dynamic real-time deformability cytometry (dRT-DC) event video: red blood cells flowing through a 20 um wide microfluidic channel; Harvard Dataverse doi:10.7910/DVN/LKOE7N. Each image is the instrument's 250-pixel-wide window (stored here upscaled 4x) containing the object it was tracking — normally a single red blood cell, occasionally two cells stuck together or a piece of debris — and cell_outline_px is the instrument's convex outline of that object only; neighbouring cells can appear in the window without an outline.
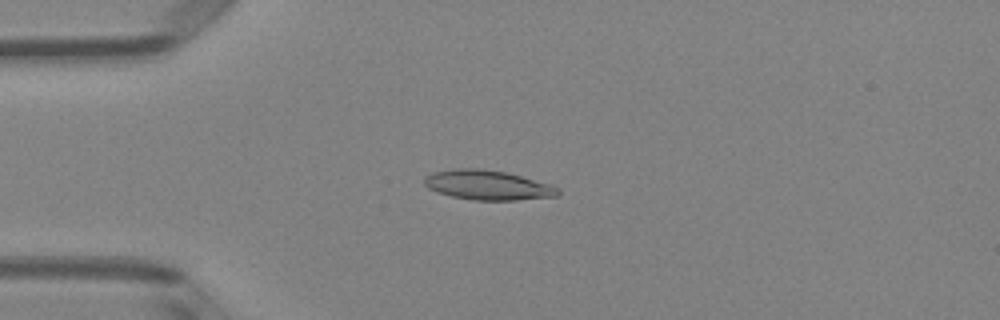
{"species": "Egyptian fruit bat (a non-hibernating species)", "species_latin": "Rousettus aegyptiacus", "temperature_condition": "room temperature", "stored_images_in_passage": 47, "camera_frame_rate_fps": 3000, "um_per_image_px": 0.085, "animal": {"sex": "female"}, "frame": {"image": 1, "passage_image": 10, "time_ms": 3.0, "image_size_px": [1000, 320], "cell_outline_px": [[560, 192], [556, 196], [516, 200], [472, 200], [452, 196], [436, 192], [428, 188], [424, 184], [424, 176], [432, 172], [456, 168], [480, 168], [508, 172], [552, 184], [560, 188]], "centroid_in_image_um": [41.46, 15.72], "position_along_channel_um": 43.5, "area_um2": 23.41}}
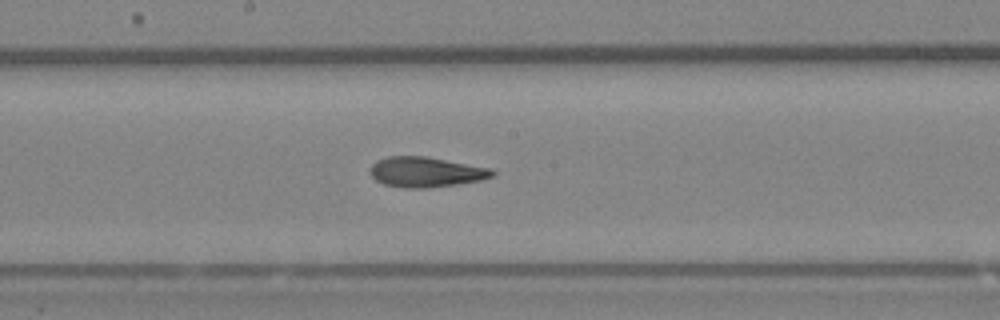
{"frame": {"image": 2, "passage_image": 24, "time_ms": 7.667, "image_size_px": [1000, 320], "cell_outline_px": [[496, 176], [484, 180], [428, 188], [404, 188], [384, 184], [376, 180], [368, 172], [368, 168], [376, 160], [388, 156], [428, 156], [492, 168], [496, 172]], "centroid_in_image_um": [36.23, 14.61], "position_along_channel_um": 212.0, "area_um2": 21.96}}
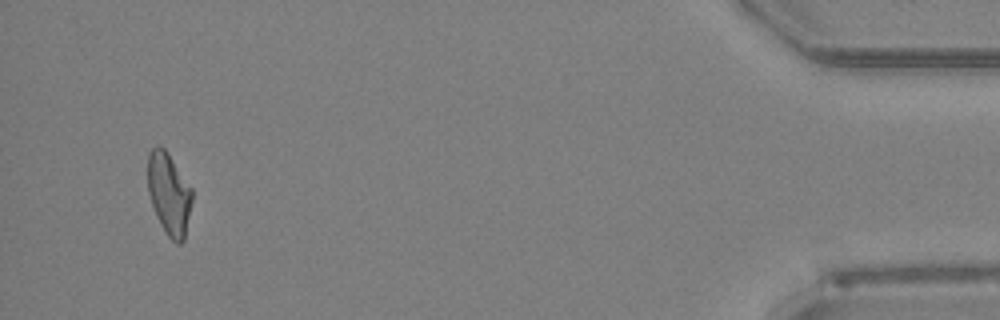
{"frame": {"image": 3, "passage_image": 45, "time_ms": 14.667, "image_size_px": [1000, 320], "cell_outline_px": [[192, 200], [184, 240], [180, 244], [176, 244], [168, 236], [160, 224], [156, 216], [148, 192], [148, 152], [156, 144], [160, 144], [164, 148], [192, 188]], "centroid_in_image_um": [14.35, 16.46], "position_along_channel_um": 420.8, "area_um2": 21.15}, "authors_computed_cell_mechanics": {"area_um2": 21.6172, "velocity_mm_per_s": 4.0792, "shape_relaxation_time_tau1_ms": 7.4886, "shape_relaxation_time_tau2_ms": 2.2426, "deformation_change_tau1": 0.2413, "deformation_change_tau2": 0.1112}}